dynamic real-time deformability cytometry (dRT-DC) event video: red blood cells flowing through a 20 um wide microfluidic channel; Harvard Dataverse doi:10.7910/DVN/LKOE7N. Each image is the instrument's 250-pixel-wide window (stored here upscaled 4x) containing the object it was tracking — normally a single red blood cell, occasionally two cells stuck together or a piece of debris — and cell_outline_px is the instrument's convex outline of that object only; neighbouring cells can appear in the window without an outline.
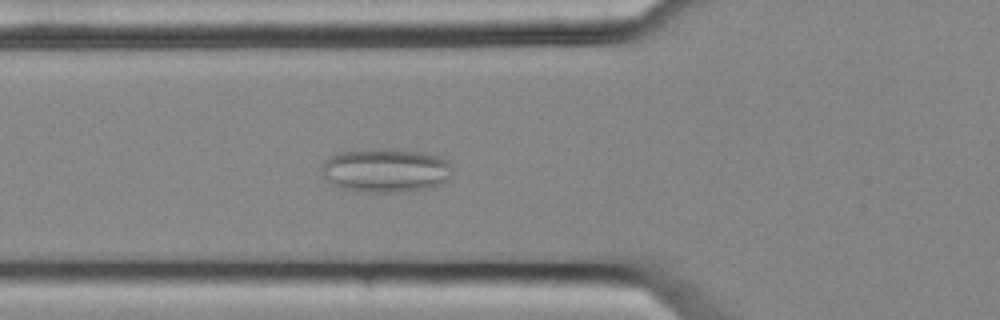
{"species": "common noctule bat (a hibernating species)", "species_latin": "Nyctalus noctula", "temperature_condition": "cold", "stored_images_in_passage": 2, "camera_frame_rate_fps": 3000, "um_per_image_px": 0.085, "animal": {"sex": "female", "body_mass_g": 25.1}, "frame": {"image": 1, "passage_image": 2, "time_ms": 0.333, "image_size_px": [1000, 320], "cell_outline_px": [[452, 176], [448, 180], [432, 188], [400, 192], [368, 192], [340, 188], [332, 184], [320, 172], [320, 168], [324, 160], [328, 156], [340, 152], [384, 148], [424, 152], [448, 160], [452, 164]], "centroid_in_image_um": [32.8, 14.48], "position_along_channel_um": 93.0, "area_um2": 33.93}}